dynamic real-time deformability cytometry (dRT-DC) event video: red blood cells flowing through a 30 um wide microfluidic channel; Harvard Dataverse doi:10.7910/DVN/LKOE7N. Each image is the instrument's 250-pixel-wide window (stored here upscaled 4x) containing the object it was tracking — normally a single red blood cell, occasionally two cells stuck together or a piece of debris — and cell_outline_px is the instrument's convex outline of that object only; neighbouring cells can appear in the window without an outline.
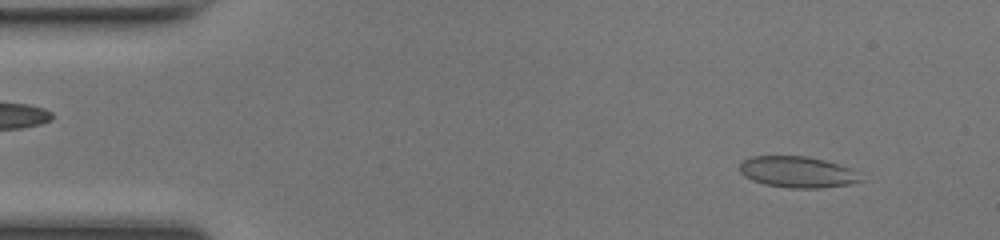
{"species": "common noctule bat (a hibernating species)", "species_latin": "Nyctalus noctula", "temperature_condition": "room temperature", "stored_images_in_passage": 47, "camera_frame_rate_fps": 3000, "um_per_image_px": 0.085, "animal": {"sex": "female", "body_mass_g": 17.0, "forearm_length_mm": 48.0}, "frame": {"image": 1, "passage_image": 4, "time_ms": 1.0, "image_size_px": [1000, 240], "cell_outline_px": [[860, 180], [848, 184], [820, 188], [788, 188], [764, 184], [752, 180], [744, 176], [740, 172], [740, 164], [744, 160], [752, 156], [804, 156], [824, 160], [848, 168]], "centroid_in_image_um": [67.66, 14.62], "position_along_channel_um": 17.3, "area_um2": 21.44}}
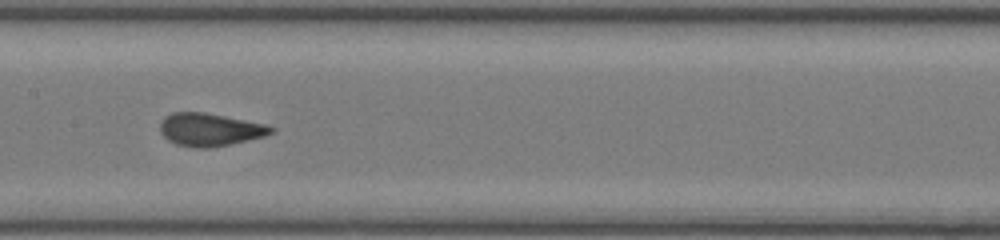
{"frame": {"image": 2, "passage_image": 23, "time_ms": 7.333, "image_size_px": [1000, 240], "cell_outline_px": [[276, 132], [264, 136], [248, 140], [208, 148], [196, 148], [176, 144], [168, 140], [160, 132], [160, 124], [164, 116], [172, 112], [204, 112], [264, 124], [276, 128]], "centroid_in_image_um": [17.83, 11.01], "position_along_channel_um": 189.6, "area_um2": 21.15}}
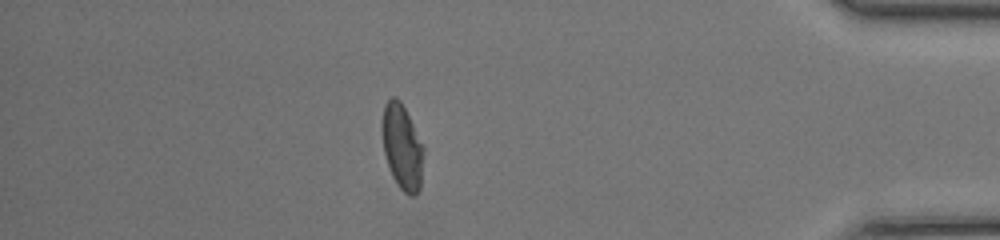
{"frame": {"image": 3, "passage_image": 41, "time_ms": 13.333, "image_size_px": [1000, 240], "cell_outline_px": [[424, 152], [420, 188], [416, 196], [408, 196], [400, 188], [392, 176], [384, 152], [380, 128], [380, 124], [384, 104], [392, 96], [396, 96], [400, 100], [424, 144]], "centroid_in_image_um": [34.18, 12.47], "position_along_channel_um": 401.0, "area_um2": 21.1}}